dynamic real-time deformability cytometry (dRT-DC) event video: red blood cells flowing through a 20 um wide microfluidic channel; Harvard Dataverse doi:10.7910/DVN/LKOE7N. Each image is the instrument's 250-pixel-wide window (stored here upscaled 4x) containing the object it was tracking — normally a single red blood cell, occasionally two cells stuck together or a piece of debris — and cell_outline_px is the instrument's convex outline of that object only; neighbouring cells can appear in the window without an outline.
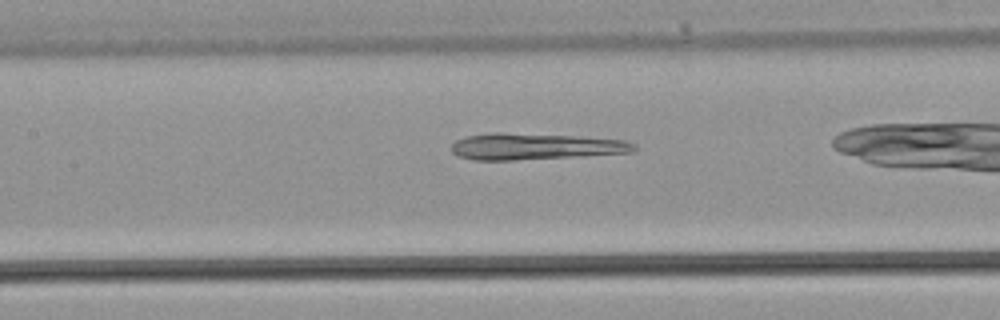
{"species": "common noctule bat (a hibernating species)", "species_latin": "Nyctalus noctula", "temperature_condition": "warm", "stored_images_in_passage": 8, "camera_frame_rate_fps": 3000, "um_per_image_px": 0.085, "animal": {"sex": "male", "body_mass_g": 21.5, "forearm_length_mm": 52.0}, "frame": {"image": 1, "passage_image": 6, "time_ms": 1.667, "image_size_px": [1000, 320], "cell_outline_px": [[636, 148], [632, 152], [584, 156], [512, 160], [472, 160], [456, 156], [452, 152], [452, 144], [456, 140], [464, 136], [488, 132], [500, 132], [580, 136], [624, 140], [636, 144]], "centroid_in_image_um": [45.44, 12.44], "position_along_channel_um": 162.0, "area_um2": 28.5}}